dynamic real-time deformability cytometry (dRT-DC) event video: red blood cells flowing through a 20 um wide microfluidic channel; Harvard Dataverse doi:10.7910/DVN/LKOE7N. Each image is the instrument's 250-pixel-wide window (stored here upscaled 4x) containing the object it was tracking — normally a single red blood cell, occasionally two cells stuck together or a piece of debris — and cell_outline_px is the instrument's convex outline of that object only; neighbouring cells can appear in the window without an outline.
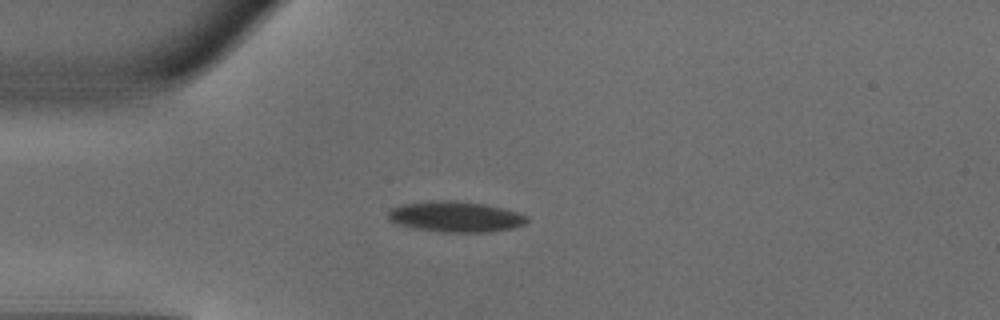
{"species": "common noctule bat (a hibernating species)", "species_latin": "Nyctalus noctula", "temperature_condition": "warm", "stored_images_in_passage": 44, "camera_frame_rate_fps": 3000, "um_per_image_px": 0.085, "animal": {"sex": "male", "body_mass_g": 18.8}, "frame": {"image": 1, "passage_image": 8, "time_ms": 2.333, "image_size_px": [1000, 320], "cell_outline_px": [[528, 220], [524, 224], [512, 228], [488, 232], [444, 232], [412, 228], [388, 220], [388, 212], [392, 208], [404, 204], [432, 200], [452, 200], [484, 204], [504, 208], [528, 216]], "centroid_in_image_um": [38.72, 18.42], "position_along_channel_um": 46.3, "area_um2": 24.74}}
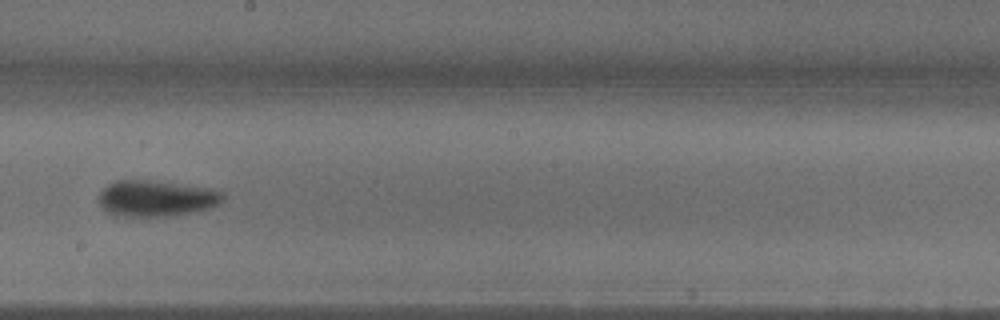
{"frame": {"image": 2, "passage_image": 23, "time_ms": 7.333, "image_size_px": [1000, 320], "cell_outline_px": [[224, 196], [216, 204], [208, 208], [192, 212], [164, 216], [124, 216], [108, 212], [100, 208], [96, 200], [100, 192], [108, 184], [116, 180], [148, 180], [208, 188], [224, 192]], "centroid_in_image_um": [13.19, 16.85], "position_along_channel_um": 235.0, "area_um2": 25.84}}
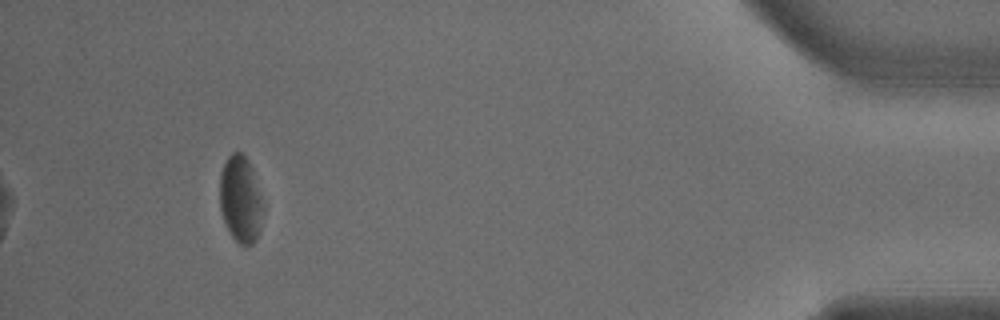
{"frame": {"image": 3, "passage_image": 41, "time_ms": 13.333, "image_size_px": [1000, 320], "cell_outline_px": [[264, 208], [260, 232], [256, 240], [252, 244], [240, 244], [228, 232], [220, 208], [220, 172], [228, 156], [232, 152], [240, 152], [248, 160], [252, 168], [264, 204]], "centroid_in_image_um": [20.46, 16.95], "position_along_channel_um": 414.7, "area_um2": 22.08}, "authors_computed_cell_mechanics": {"area_um2": 24.1604, "velocity_mm_per_s": 4.0765, "shape_relaxation_time_tau1_ms": 2.3461, "shape_relaxation_time_tau2_ms": 2.4616, "deformation_change_tau1": 0.1111, "deformation_change_tau2": 0.0872}}